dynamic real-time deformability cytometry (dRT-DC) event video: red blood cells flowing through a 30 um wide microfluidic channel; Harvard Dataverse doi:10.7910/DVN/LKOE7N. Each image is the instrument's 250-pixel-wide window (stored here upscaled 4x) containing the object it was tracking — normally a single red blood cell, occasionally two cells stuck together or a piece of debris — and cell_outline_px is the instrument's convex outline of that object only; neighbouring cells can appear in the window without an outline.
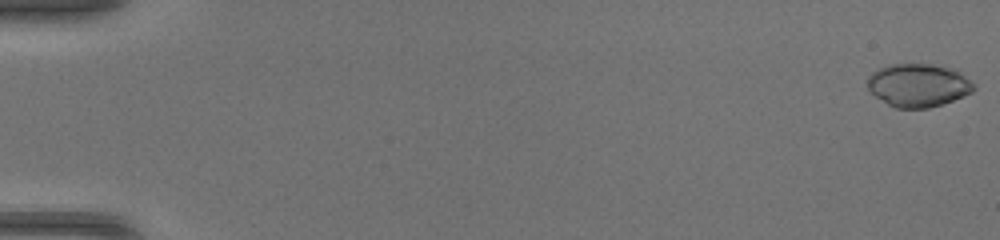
{"species": "common noctule bat (a hibernating species)", "species_latin": "Nyctalus noctula", "temperature_condition": "warm", "stored_images_in_passage": 50, "camera_frame_rate_fps": 3000, "um_per_image_px": 0.085, "animal": {"sex": "female", "body_mass_g": 17.0, "forearm_length_mm": 48.0}, "frame": {"image": 1, "passage_image": 1, "time_ms": 0.0, "image_size_px": [1000, 240], "cell_outline_px": [[976, 88], [972, 92], [964, 96], [928, 108], [896, 108], [888, 104], [876, 96], [864, 84], [868, 76], [872, 72], [888, 64], [944, 64], [956, 68], [976, 84]], "centroid_in_image_um": [78.08, 7.21], "position_along_channel_um": 6.9, "area_um2": 27.22}}
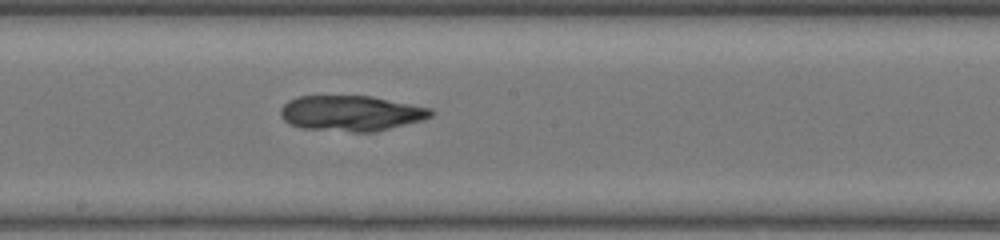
{"frame": {"image": 2, "passage_image": 29, "time_ms": 9.333, "image_size_px": [1000, 240], "cell_outline_px": [[436, 112], [432, 116], [424, 120], [376, 132], [352, 132], [300, 128], [288, 124], [280, 116], [280, 108], [288, 100], [296, 96], [372, 96], [432, 108]], "centroid_in_image_um": [29.86, 9.63], "position_along_channel_um": 218.3, "area_um2": 31.62}}
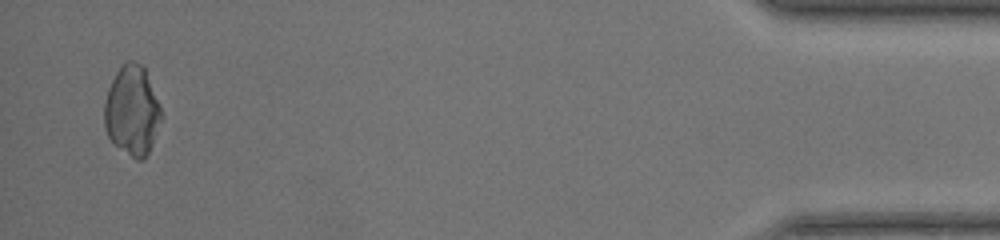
{"frame": {"image": 3, "passage_image": 49, "time_ms": 16.0, "image_size_px": [1000, 240], "cell_outline_px": [[164, 116], [152, 144], [144, 160], [136, 160], [112, 144], [104, 128], [104, 104], [108, 88], [116, 72], [128, 60], [132, 60], [144, 64], [160, 104]], "centroid_in_image_um": [11.25, 9.41], "position_along_channel_um": 424.0, "area_um2": 30.4}, "authors_computed_cell_mechanics": {"area_um2": 29.8248, "velocity_mm_per_s": 4.2636, "shape_relaxation_time_tau1_ms": null, "shape_relaxation_time_tau2_ms": 3.5384, "deformation_change_tau1": null, "deformation_change_tau2": 0.0784}}